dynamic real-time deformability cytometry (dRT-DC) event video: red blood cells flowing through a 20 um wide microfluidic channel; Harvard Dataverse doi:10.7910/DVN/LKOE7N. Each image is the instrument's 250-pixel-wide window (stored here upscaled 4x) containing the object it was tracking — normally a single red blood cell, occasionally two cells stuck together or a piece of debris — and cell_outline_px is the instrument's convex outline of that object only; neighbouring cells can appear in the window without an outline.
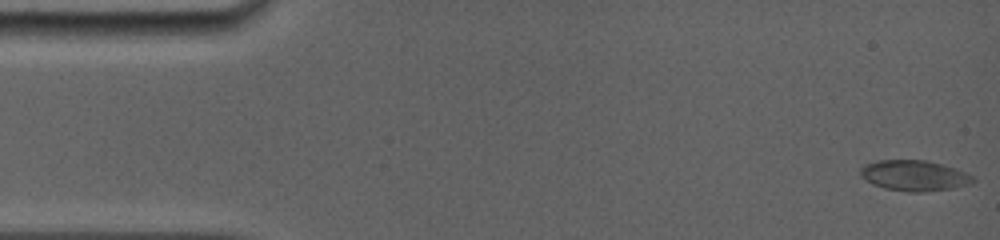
{"species": "common noctule bat (a hibernating species)", "species_latin": "Nyctalus noctula", "temperature_condition": "room temperature", "stored_images_in_passage": 81, "camera_frame_rate_fps": 5000, "um_per_image_px": 0.085, "animal": {"sex": "female", "body_mass_g": 19.0, "forearm_length_mm": 56.7}, "frame": {"image": 1, "passage_image": 1, "time_ms": 0.0, "image_size_px": [1000, 240], "cell_outline_px": [[976, 180], [972, 184], [952, 188], [924, 192], [908, 192], [884, 188], [872, 184], [860, 176], [860, 168], [864, 164], [880, 160], [924, 160], [956, 168], [972, 176]], "centroid_in_image_um": [77.7, 14.93], "position_along_channel_um": 7.3, "area_um2": 20.11}}
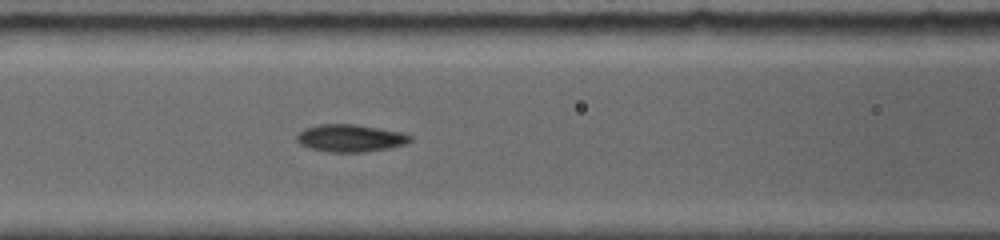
{"frame": {"image": 2, "passage_image": 40, "time_ms": 6.4, "image_size_px": [1000, 240], "cell_outline_px": [[412, 140], [404, 144], [388, 148], [364, 152], [328, 152], [312, 148], [300, 144], [296, 140], [296, 132], [304, 128], [320, 124], [356, 124], [380, 128], [400, 132], [412, 136]], "centroid_in_image_um": [29.74, 11.73], "position_along_channel_um": 136.9, "area_um2": 18.15}}
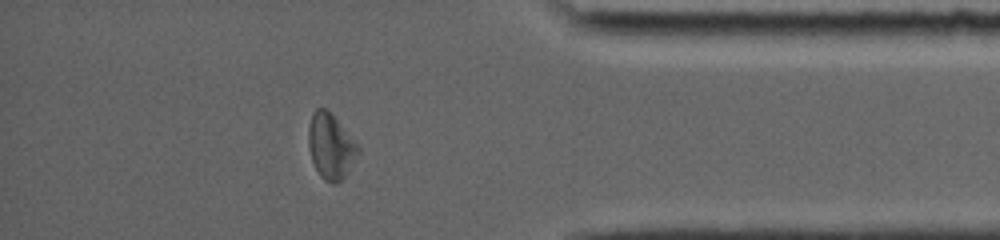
{"frame": {"image": 3, "passage_image": 71, "time_ms": 13.6, "image_size_px": [1000, 240], "cell_outline_px": [[360, 152], [344, 176], [336, 184], [332, 184], [324, 180], [320, 176], [312, 160], [308, 144], [308, 128], [312, 112], [316, 108], [328, 108], [332, 112], [360, 144]], "centroid_in_image_um": [28.13, 12.38], "position_along_channel_um": 407.1, "area_um2": 19.36}, "authors_computed_cell_mechanics": {"area_um2": 18.3804, "velocity_mm_per_s": 3.9399, "shape_relaxation_time_tau1_ms": 6.8651, "shape_relaxation_time_tau2_ms": 2.6836, "deformation_change_tau1": 0.1883, "deformation_change_tau2": 0.0957}}